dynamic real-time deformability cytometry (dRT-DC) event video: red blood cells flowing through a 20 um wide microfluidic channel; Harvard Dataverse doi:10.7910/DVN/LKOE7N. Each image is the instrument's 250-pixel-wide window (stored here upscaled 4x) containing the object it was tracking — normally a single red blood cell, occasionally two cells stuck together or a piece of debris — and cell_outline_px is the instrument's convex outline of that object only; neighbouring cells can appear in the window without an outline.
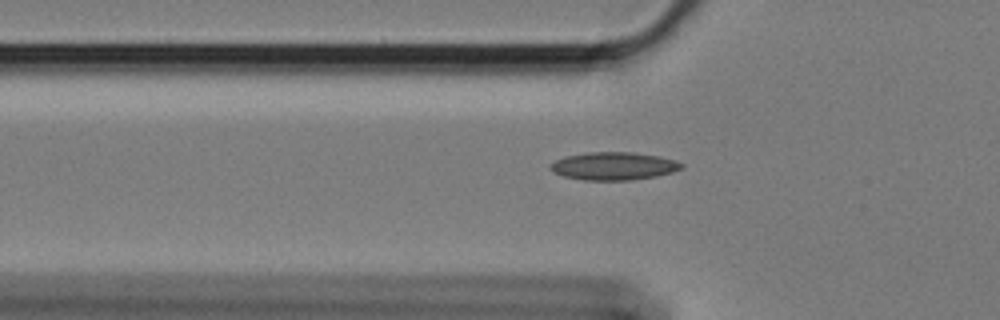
{"species": "Egyptian fruit bat (a non-hibernating species)", "species_latin": "Rousettus aegyptiacus", "temperature_condition": "cold", "stored_images_in_passage": 44, "camera_frame_rate_fps": 3000, "um_per_image_px": 0.085, "animal": {"sex": "female"}, "frame": {"image": 1, "passage_image": 7, "time_ms": 2.0, "image_size_px": [1000, 320], "cell_outline_px": [[684, 168], [672, 172], [656, 176], [632, 180], [584, 180], [564, 176], [548, 168], [556, 160], [568, 156], [588, 152], [632, 152], [660, 156], [676, 160], [684, 164]], "centroid_in_image_um": [52.23, 14.11], "position_along_channel_um": 73.6, "area_um2": 21.21}}
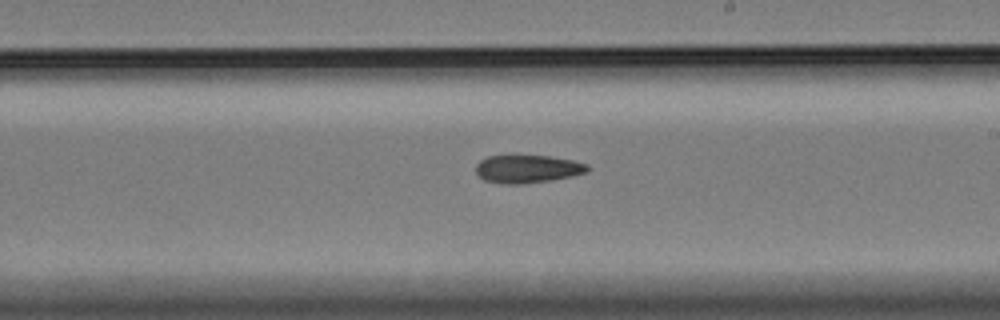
{"frame": {"image": 2, "passage_image": 22, "time_ms": 7.0, "image_size_px": [1000, 320], "cell_outline_px": [[588, 172], [572, 176], [552, 180], [520, 184], [504, 184], [484, 180], [476, 172], [476, 164], [480, 160], [488, 156], [548, 156], [572, 160], [588, 164]], "centroid_in_image_um": [44.84, 14.36], "position_along_channel_um": 244.2, "area_um2": 18.09}}
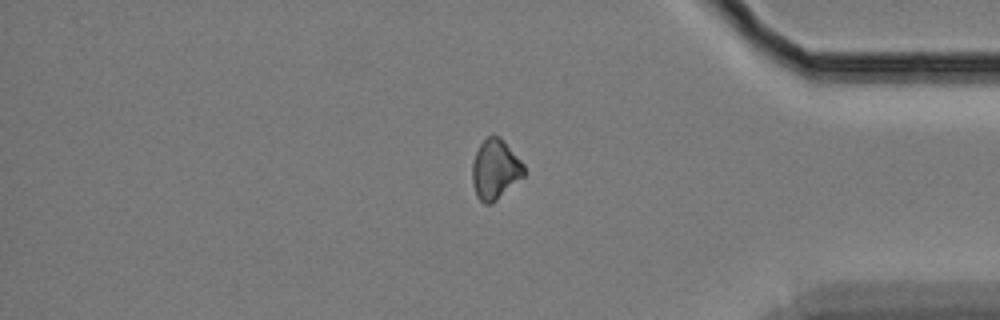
{"frame": {"image": 3, "passage_image": 37, "time_ms": 12.0, "image_size_px": [1000, 320], "cell_outline_px": [[524, 176], [496, 200], [488, 204], [484, 204], [476, 196], [472, 180], [472, 164], [476, 152], [480, 144], [488, 136], [500, 136], [524, 164]], "centroid_in_image_um": [42.08, 14.4], "position_along_channel_um": 393.1, "area_um2": 17.86}}